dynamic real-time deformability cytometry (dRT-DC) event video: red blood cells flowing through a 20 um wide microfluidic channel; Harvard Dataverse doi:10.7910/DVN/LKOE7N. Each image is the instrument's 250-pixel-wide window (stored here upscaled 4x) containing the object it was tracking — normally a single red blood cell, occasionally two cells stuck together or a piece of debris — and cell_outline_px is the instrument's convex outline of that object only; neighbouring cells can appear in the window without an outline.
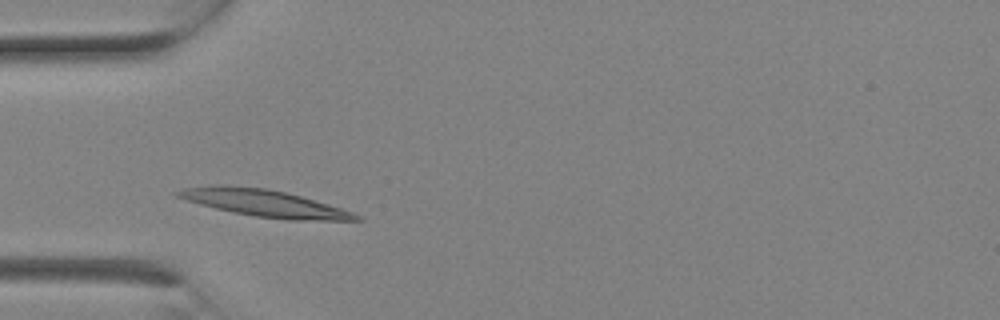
{"species": "Egyptian fruit bat (a non-hibernating species)", "species_latin": "Rousettus aegyptiacus", "temperature_condition": "room temperature", "stored_images_in_passage": 2, "camera_frame_rate_fps": 3000, "um_per_image_px": 0.085, "animal": {"sex": "female"}, "frame": {"image": 1, "passage_image": 2, "time_ms": 0.333, "image_size_px": [1000, 320], "cell_outline_px": [[364, 220], [288, 220], [256, 216], [232, 212], [200, 204], [176, 196], [172, 192], [184, 188], [216, 184], [224, 184], [268, 188], [300, 196], [328, 204], [352, 212], [360, 216]], "centroid_in_image_um": [22.42, 17.25], "position_along_channel_um": 62.6, "area_um2": 27.86}}